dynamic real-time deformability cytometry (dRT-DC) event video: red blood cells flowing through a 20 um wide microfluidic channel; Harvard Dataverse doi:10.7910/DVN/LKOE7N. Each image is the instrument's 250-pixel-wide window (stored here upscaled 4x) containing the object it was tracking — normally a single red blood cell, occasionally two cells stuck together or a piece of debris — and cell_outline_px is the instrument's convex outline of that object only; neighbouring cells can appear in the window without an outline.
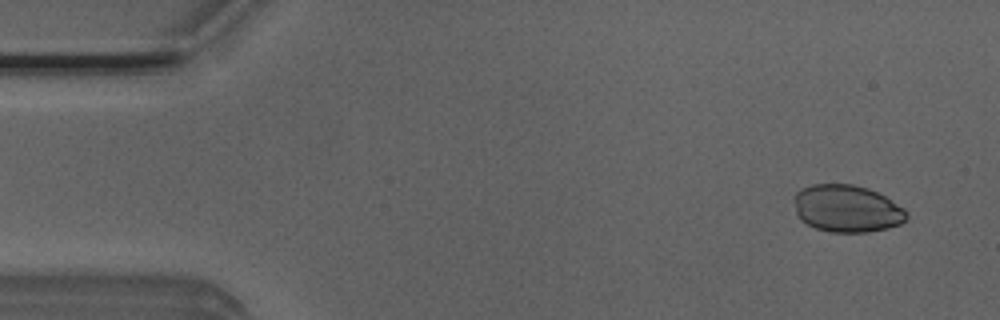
{"species": "Egyptian fruit bat (a non-hibernating species)", "species_latin": "Rousettus aegyptiacus", "temperature_condition": "room temperature", "stored_images_in_passage": 5, "camera_frame_rate_fps": 3000, "um_per_image_px": 0.085, "animal": {"sex": "male"}, "frame": {"image": 1, "passage_image": 1, "time_ms": 0.0, "image_size_px": [1000, 320], "cell_outline_px": [[908, 216], [900, 224], [888, 228], [868, 232], [832, 232], [816, 228], [800, 220], [796, 212], [796, 192], [800, 188], [812, 184], [852, 184], [868, 188], [884, 196], [904, 208], [908, 212]], "centroid_in_image_um": [72.0, 17.73], "position_along_channel_um": 13.0, "area_um2": 30.87}}